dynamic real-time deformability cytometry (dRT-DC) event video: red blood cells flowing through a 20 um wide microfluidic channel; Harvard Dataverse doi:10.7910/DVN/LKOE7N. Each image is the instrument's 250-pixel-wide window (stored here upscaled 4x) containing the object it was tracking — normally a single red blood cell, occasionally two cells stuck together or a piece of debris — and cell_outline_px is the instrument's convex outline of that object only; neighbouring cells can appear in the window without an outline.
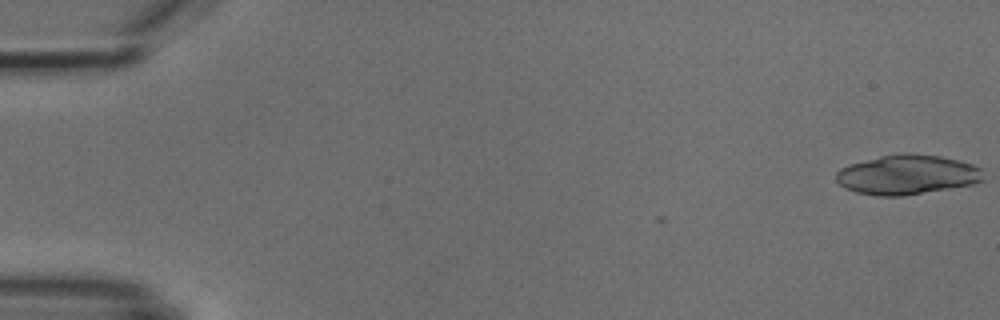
{"species": "common noctule bat (a hibernating species)", "species_latin": "Nyctalus noctula", "temperature_condition": "cold", "stored_images_in_passage": 6, "camera_frame_rate_fps": 3000, "um_per_image_px": 0.085, "animal": {"sex": "male", "body_mass_g": 18.8}, "frame": {"image": 1, "passage_image": 1, "time_ms": 0.0, "image_size_px": [1000, 320], "cell_outline_px": [[984, 180], [972, 184], [904, 196], [876, 196], [856, 192], [844, 188], [836, 180], [836, 172], [840, 168], [852, 164], [880, 156], [940, 156], [960, 160], [972, 164], [980, 168]], "centroid_in_image_um": [77.1, 14.89], "position_along_channel_um": 7.9, "area_um2": 33.12}}